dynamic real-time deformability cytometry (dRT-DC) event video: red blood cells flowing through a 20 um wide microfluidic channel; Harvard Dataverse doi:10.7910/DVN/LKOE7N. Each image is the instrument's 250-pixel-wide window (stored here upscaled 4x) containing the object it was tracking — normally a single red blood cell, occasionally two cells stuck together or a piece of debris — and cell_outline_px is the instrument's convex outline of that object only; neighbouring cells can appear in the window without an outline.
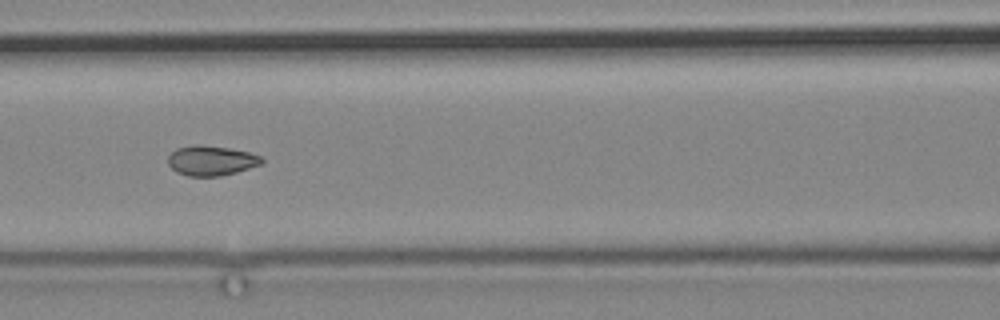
{"species": "common noctule bat (a hibernating species)", "species_latin": "Nyctalus noctula", "temperature_condition": "cold", "stored_images_in_passage": 10, "camera_frame_rate_fps": 3000, "um_per_image_px": 0.085, "animal": {"sex": "male", "body_mass_g": 19.2, "forearm_length_mm": 51.8}, "frame": {"image": 1, "passage_image": 10, "time_ms": 10.333, "image_size_px": [1000, 320], "cell_outline_px": [[264, 160], [260, 164], [236, 172], [220, 176], [188, 176], [176, 172], [168, 164], [168, 156], [176, 148], [196, 144], [200, 144], [228, 148], [248, 152], [260, 156]], "centroid_in_image_um": [17.91, 13.65], "position_along_channel_um": 148.7, "area_um2": 16.24}}